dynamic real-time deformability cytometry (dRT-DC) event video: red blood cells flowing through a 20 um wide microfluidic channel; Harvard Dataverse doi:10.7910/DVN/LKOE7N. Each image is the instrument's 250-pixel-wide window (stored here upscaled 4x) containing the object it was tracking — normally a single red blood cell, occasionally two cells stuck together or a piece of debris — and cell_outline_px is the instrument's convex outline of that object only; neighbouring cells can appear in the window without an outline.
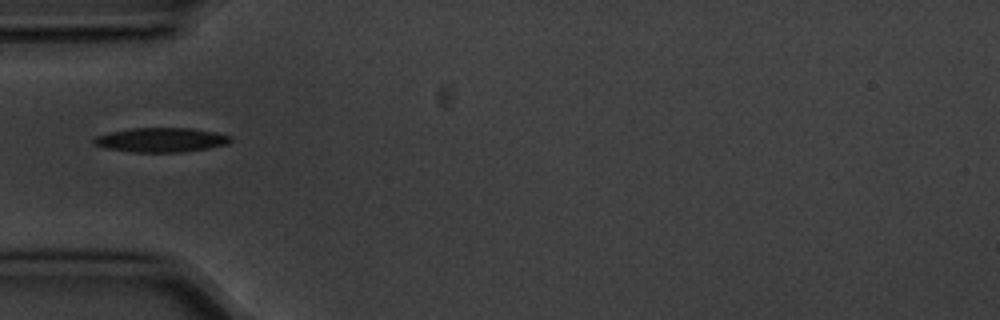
{"species": "common noctule bat (a hibernating species)", "species_latin": "Nyctalus noctula", "temperature_condition": "cold", "stored_images_in_passage": 1, "camera_frame_rate_fps": 3000, "um_per_image_px": 0.085, "animal": {"sex": "male", "body_mass_g": 20.1, "forearm_length_mm": 53.5}, "frame": {"image": 1, "passage_image": 1, "time_ms": 0.0, "image_size_px": [1000, 320], "cell_outline_px": [[232, 140], [228, 144], [208, 148], [180, 152], [132, 152], [104, 148], [92, 144], [92, 140], [96, 136], [112, 132], [132, 128], [192, 128], [216, 132], [232, 136]], "centroid_in_image_um": [13.69, 11.89], "position_along_channel_um": 71.3, "area_um2": 19.48}}